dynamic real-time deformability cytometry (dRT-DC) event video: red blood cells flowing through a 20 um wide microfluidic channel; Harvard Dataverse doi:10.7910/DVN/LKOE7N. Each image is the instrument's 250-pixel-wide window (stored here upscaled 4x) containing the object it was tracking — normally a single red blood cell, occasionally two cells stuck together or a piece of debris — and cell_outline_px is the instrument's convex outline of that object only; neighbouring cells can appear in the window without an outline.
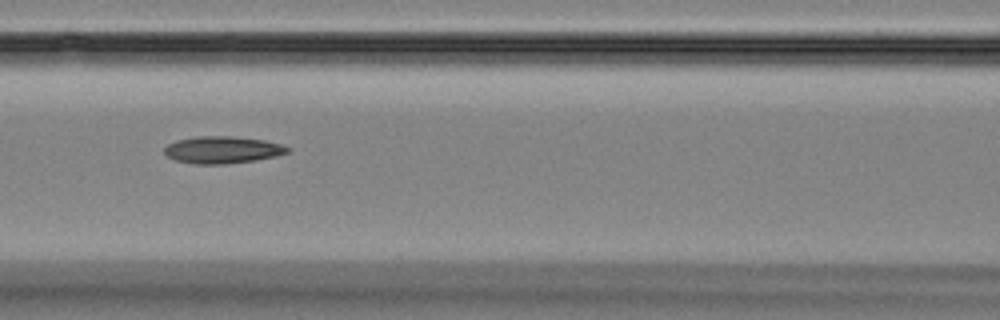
{"species": "Egyptian fruit bat (a non-hibernating species)", "species_latin": "Rousettus aegyptiacus", "temperature_condition": "room temperature", "stored_images_in_passage": 8, "camera_frame_rate_fps": 3000, "um_per_image_px": 0.085, "animal": {"sex": "female"}, "frame": {"image": 1, "passage_image": 4, "time_ms": 3.333, "image_size_px": [1000, 320], "cell_outline_px": [[292, 148], [288, 152], [276, 156], [256, 160], [224, 164], [192, 164], [176, 160], [168, 156], [164, 152], [164, 148], [168, 144], [176, 140], [196, 136], [232, 136], [264, 140], [280, 144]], "centroid_in_image_um": [18.91, 12.73], "position_along_channel_um": 147.7, "area_um2": 19.48}}
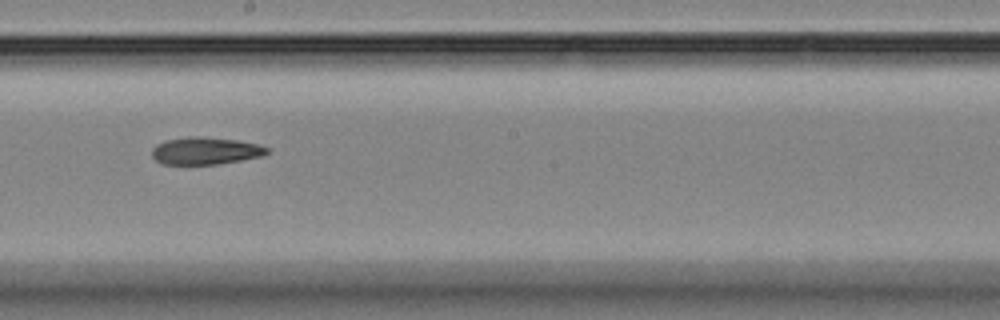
{"frame": {"image": 2, "passage_image": 6, "time_ms": 5.667, "image_size_px": [1000, 320], "cell_outline_px": [[268, 152], [260, 156], [240, 160], [216, 164], [160, 164], [152, 156], [152, 148], [156, 144], [164, 140], [188, 136], [200, 136], [236, 140], [260, 144], [268, 148]], "centroid_in_image_um": [17.41, 12.81], "position_along_channel_um": 230.8, "area_um2": 18.32}}
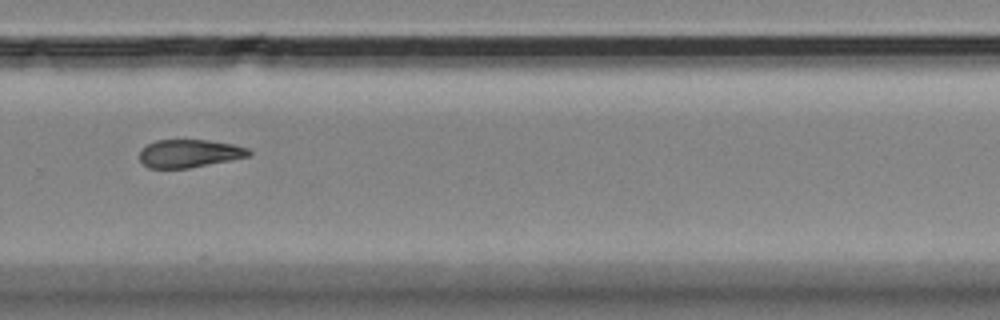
{"frame": {"image": 3, "passage_image": 8, "time_ms": 8.0, "image_size_px": [1000, 320], "cell_outline_px": [[252, 152], [248, 156], [232, 160], [188, 168], [148, 168], [140, 160], [140, 152], [148, 144], [156, 140], [208, 140], [232, 144], [248, 148]], "centroid_in_image_um": [16.11, 13.04], "position_along_channel_um": 313.7, "area_um2": 17.69}}